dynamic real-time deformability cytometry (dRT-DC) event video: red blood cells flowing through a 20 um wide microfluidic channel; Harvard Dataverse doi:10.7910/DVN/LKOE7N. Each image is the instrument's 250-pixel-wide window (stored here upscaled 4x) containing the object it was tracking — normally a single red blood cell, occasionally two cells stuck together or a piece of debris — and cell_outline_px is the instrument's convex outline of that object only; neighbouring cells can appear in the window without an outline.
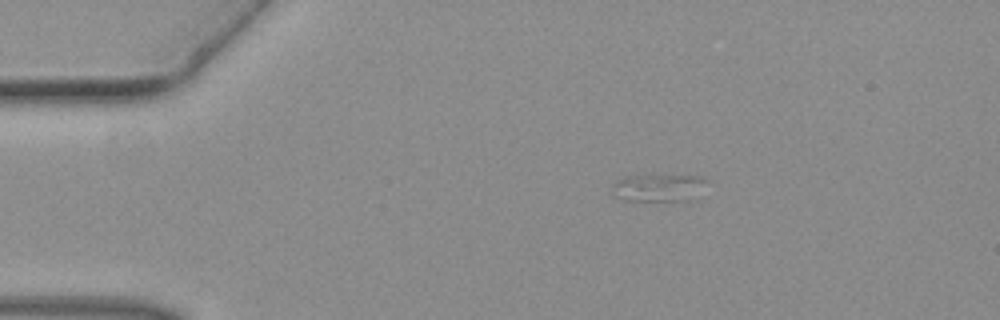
{"species": "common noctule bat (a hibernating species)", "species_latin": "Nyctalus noctula", "temperature_condition": "warm", "stored_images_in_passage": 34, "camera_frame_rate_fps": 3000, "um_per_image_px": 0.085, "animal": {"sex": "female", "body_mass_g": 19.3, "forearm_length_mm": 54.1}, "frame": {"image": 1, "passage_image": 1, "time_ms": 0.0, "image_size_px": [1000, 320], "cell_outline_px": [[704, 180], [692, 200], [628, 200], [612, 196], [612, 184], [616, 180], [624, 176], [700, 176]], "centroid_in_image_um": [55.83, 15.96], "position_along_channel_um": 29.2, "area_um2": 14.51}}
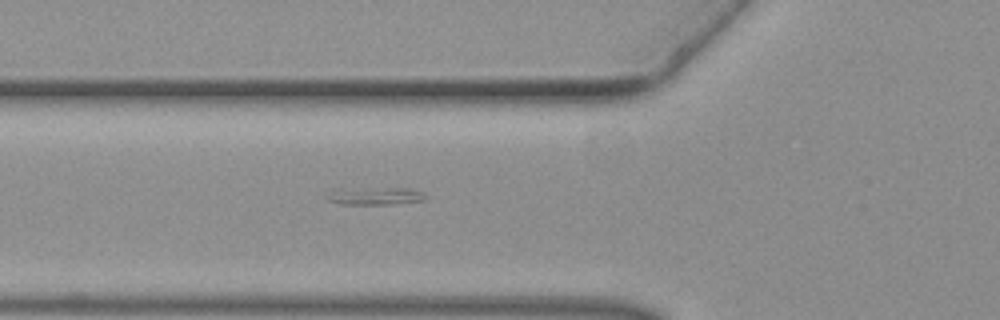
{"frame": {"image": 2, "passage_image": 10, "time_ms": 3.0, "image_size_px": [1000, 320], "cell_outline_px": [[428, 200], [392, 204], [340, 204], [328, 200], [328, 196], [336, 188], [408, 188], [424, 192], [428, 196]], "centroid_in_image_um": [31.98, 16.65], "position_along_channel_um": 93.8, "area_um2": 10.23}}